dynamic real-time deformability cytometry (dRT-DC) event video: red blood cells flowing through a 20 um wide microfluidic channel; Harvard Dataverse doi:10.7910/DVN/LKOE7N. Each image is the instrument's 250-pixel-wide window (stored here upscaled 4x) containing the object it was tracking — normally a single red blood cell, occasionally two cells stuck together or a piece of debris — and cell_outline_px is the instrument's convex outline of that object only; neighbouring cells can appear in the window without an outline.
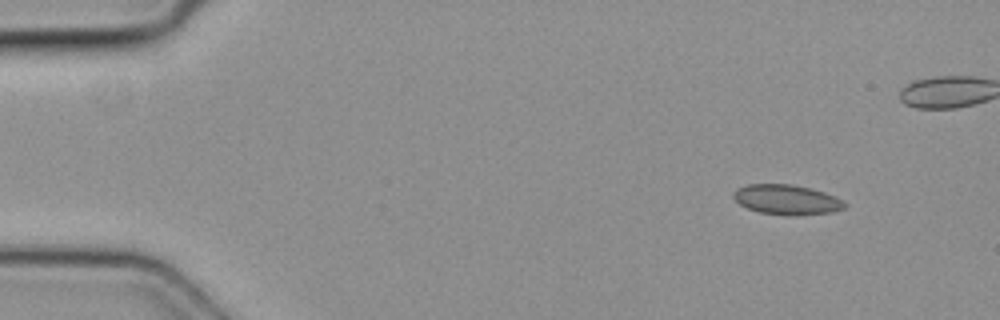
{"species": "common noctule bat (a hibernating species)", "species_latin": "Nyctalus noctula", "temperature_condition": "cold", "stored_images_in_passage": 4, "camera_frame_rate_fps": 3000, "um_per_image_px": 0.085, "animal": {"sex": "female", "body_mass_g": 19.3, "forearm_length_mm": 54.1}, "frame": {"image": 1, "passage_image": 1, "time_ms": 0.0, "image_size_px": [1000, 320], "cell_outline_px": [[848, 204], [844, 208], [832, 212], [796, 216], [788, 216], [760, 212], [748, 208], [740, 204], [732, 196], [732, 192], [748, 184], [792, 184], [824, 192], [836, 196]], "centroid_in_image_um": [66.9, 16.98], "position_along_channel_um": 18.1, "area_um2": 19.42}}